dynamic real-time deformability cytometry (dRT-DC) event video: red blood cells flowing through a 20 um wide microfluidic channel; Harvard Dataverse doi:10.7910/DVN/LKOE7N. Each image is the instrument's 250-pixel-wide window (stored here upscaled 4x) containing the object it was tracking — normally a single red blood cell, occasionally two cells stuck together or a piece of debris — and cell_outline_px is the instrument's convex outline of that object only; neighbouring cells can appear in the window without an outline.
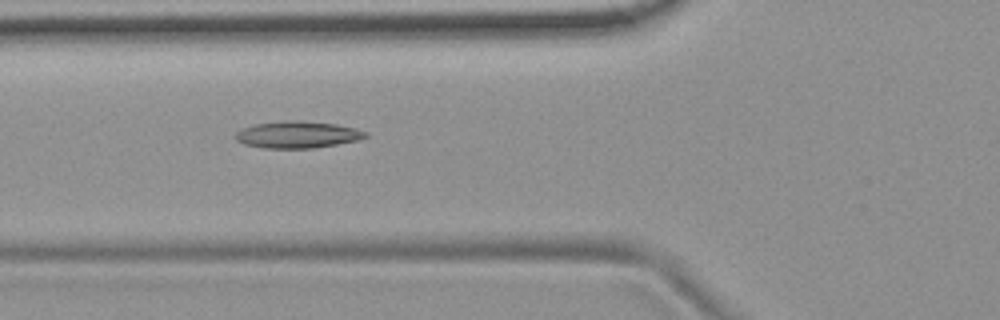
{"species": "common noctule bat (a hibernating species)", "species_latin": "Nyctalus noctula", "temperature_condition": "room temperature", "stored_images_in_passage": 7, "camera_frame_rate_fps": 3000, "um_per_image_px": 0.085, "animal": {"sex": "female", "body_mass_g": 19.9}, "frame": {"image": 1, "passage_image": 6, "time_ms": 5.667, "image_size_px": [1000, 320], "cell_outline_px": [[368, 136], [356, 140], [336, 144], [312, 148], [264, 148], [244, 144], [236, 140], [232, 136], [236, 132], [244, 128], [256, 124], [284, 120], [296, 120], [336, 124], [356, 128], [368, 132]], "centroid_in_image_um": [25.26, 11.44], "position_along_channel_um": 100.5, "area_um2": 20.29}}
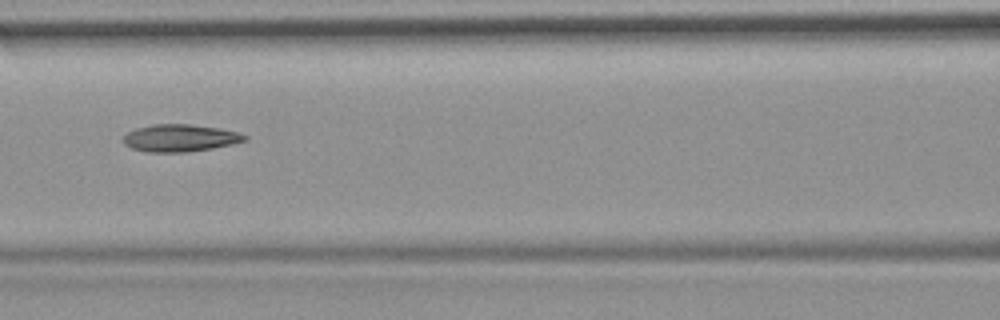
{"frame": {"image": 2, "passage_image": 7, "time_ms": 7.0, "image_size_px": [1000, 320], "cell_outline_px": [[248, 140], [232, 144], [212, 148], [184, 152], [148, 152], [132, 148], [124, 144], [124, 136], [128, 132], [136, 128], [152, 124], [192, 124], [220, 128], [236, 132], [248, 136]], "centroid_in_image_um": [15.31, 11.72], "position_along_channel_um": 151.3, "area_um2": 19.25}}